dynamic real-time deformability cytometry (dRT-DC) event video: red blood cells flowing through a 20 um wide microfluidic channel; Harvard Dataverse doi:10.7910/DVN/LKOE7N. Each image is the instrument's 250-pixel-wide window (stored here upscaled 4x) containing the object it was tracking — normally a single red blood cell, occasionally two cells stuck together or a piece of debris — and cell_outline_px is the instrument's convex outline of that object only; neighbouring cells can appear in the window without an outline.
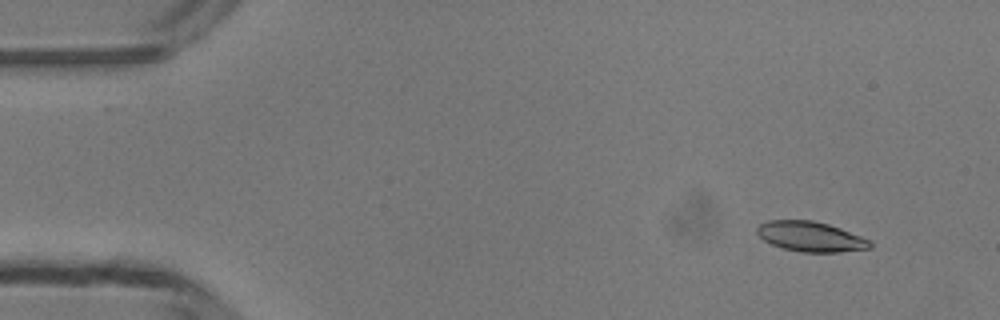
{"species": "common noctule bat (a hibernating species)", "species_latin": "Nyctalus noctula", "temperature_condition": "room temperature", "stored_images_in_passage": 16, "camera_frame_rate_fps": 3000, "um_per_image_px": 0.085, "animal": {"sex": "male", "body_mass_g": 13.3}, "frame": {"image": 1, "passage_image": 5, "time_ms": 1.333, "image_size_px": [1000, 320], "cell_outline_px": [[872, 248], [840, 252], [800, 252], [784, 248], [772, 244], [764, 240], [756, 232], [756, 228], [760, 224], [768, 220], [812, 220], [828, 224], [840, 228], [872, 240]], "centroid_in_image_um": [68.93, 20.11], "position_along_channel_um": 16.1, "area_um2": 19.83}}
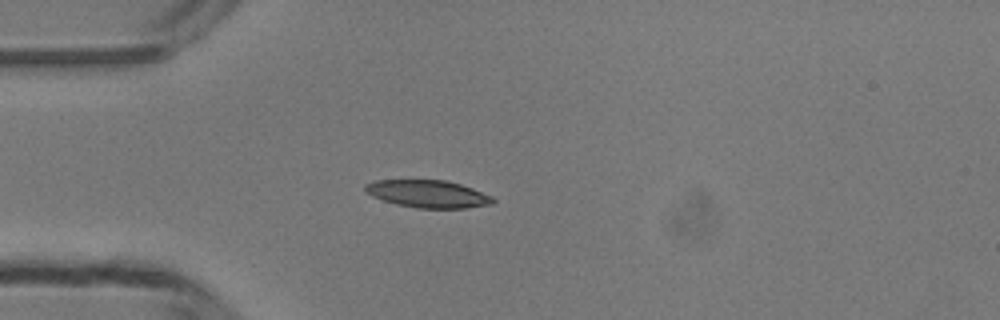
{"frame": {"image": 2, "passage_image": 14, "time_ms": 4.333, "image_size_px": [1000, 320], "cell_outline_px": [[496, 200], [492, 204], [468, 208], [416, 208], [396, 204], [372, 196], [364, 192], [364, 184], [376, 180], [444, 180], [460, 184], [472, 188], [492, 196]], "centroid_in_image_um": [36.37, 16.48], "position_along_channel_um": 48.6, "area_um2": 20.52}}